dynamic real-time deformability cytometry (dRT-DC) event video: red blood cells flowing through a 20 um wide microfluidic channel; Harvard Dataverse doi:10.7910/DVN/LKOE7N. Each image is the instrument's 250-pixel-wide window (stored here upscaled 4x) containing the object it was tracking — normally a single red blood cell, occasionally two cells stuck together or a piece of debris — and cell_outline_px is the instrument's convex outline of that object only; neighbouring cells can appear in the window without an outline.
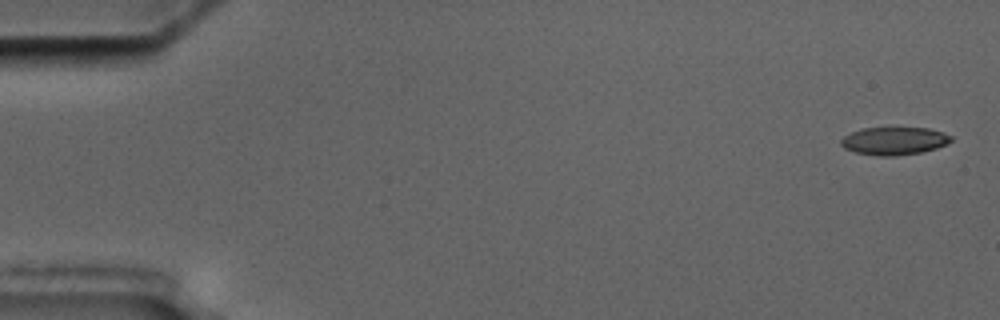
{"species": "common noctule bat (a hibernating species)", "species_latin": "Nyctalus noctula", "temperature_condition": "cold", "stored_images_in_passage": 7, "camera_frame_rate_fps": 3000, "um_per_image_px": 0.085, "animal": {"sex": "male", "body_mass_g": 17.5, "forearm_length_mm": 52.3}, "frame": {"image": 1, "passage_image": 1, "time_ms": 0.0, "image_size_px": [1000, 320], "cell_outline_px": [[952, 140], [948, 144], [936, 148], [920, 152], [896, 156], [876, 156], [856, 152], [844, 148], [840, 144], [840, 140], [844, 136], [852, 132], [864, 128], [928, 128], [944, 132], [952, 136]], "centroid_in_image_um": [76.02, 11.98], "position_along_channel_um": 9.0, "area_um2": 17.86}}
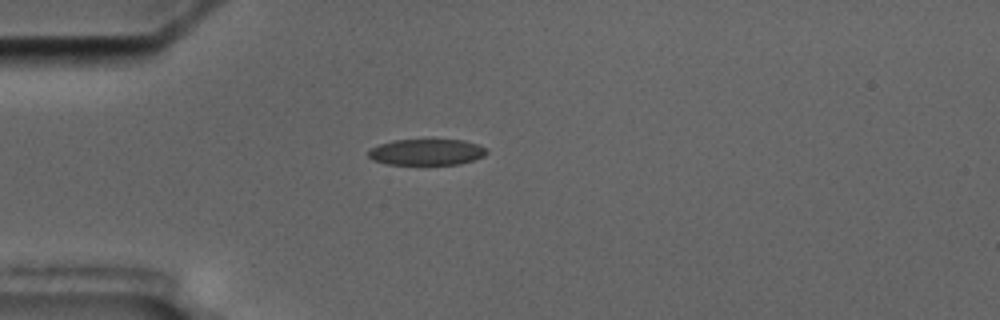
{"frame": {"image": 2, "passage_image": 5, "time_ms": 4.667, "image_size_px": [1000, 320], "cell_outline_px": [[488, 152], [484, 156], [460, 164], [384, 164], [372, 160], [368, 156], [368, 152], [372, 148], [380, 144], [392, 140], [464, 140], [480, 144], [488, 148]], "centroid_in_image_um": [36.29, 12.92], "position_along_channel_um": 48.7, "area_um2": 18.09}}